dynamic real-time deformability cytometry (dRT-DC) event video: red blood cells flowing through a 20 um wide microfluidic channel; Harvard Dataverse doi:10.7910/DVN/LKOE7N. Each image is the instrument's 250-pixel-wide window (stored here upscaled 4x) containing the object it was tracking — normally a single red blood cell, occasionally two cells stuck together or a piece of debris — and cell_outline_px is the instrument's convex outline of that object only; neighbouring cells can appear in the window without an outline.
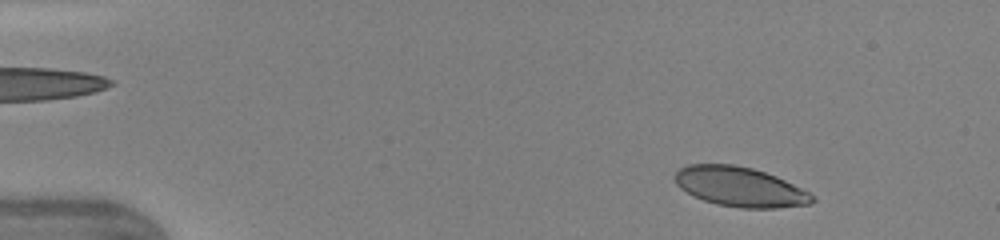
{"species": "human", "species_latin": "Homo sapiens", "temperature_condition": "warm", "stored_images_in_passage": 42, "camera_frame_rate_fps": 3000, "um_per_image_px": 0.085, "donor": {"sex": "female"}, "frame": {"image": 1, "passage_image": 1, "time_ms": 0.0, "image_size_px": [1000, 240], "cell_outline_px": [[816, 200], [812, 204], [776, 208], [740, 208], [716, 204], [704, 200], [680, 188], [676, 184], [676, 172], [680, 168], [688, 164], [732, 164], [752, 168], [776, 176], [816, 196]], "centroid_in_image_um": [62.92, 15.89], "position_along_channel_um": 22.1, "area_um2": 31.56}}
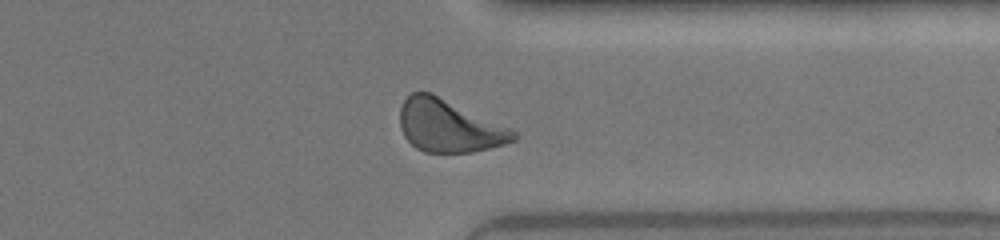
{"frame": {"image": 2, "passage_image": 32, "time_ms": 10.333, "image_size_px": [1000, 240], "cell_outline_px": [[520, 136], [516, 140], [504, 144], [472, 152], [424, 152], [416, 148], [404, 136], [400, 128], [400, 108], [404, 100], [412, 92], [432, 92], [512, 128]], "centroid_in_image_um": [38.19, 10.69], "position_along_channel_um": 373.2, "area_um2": 34.97}}
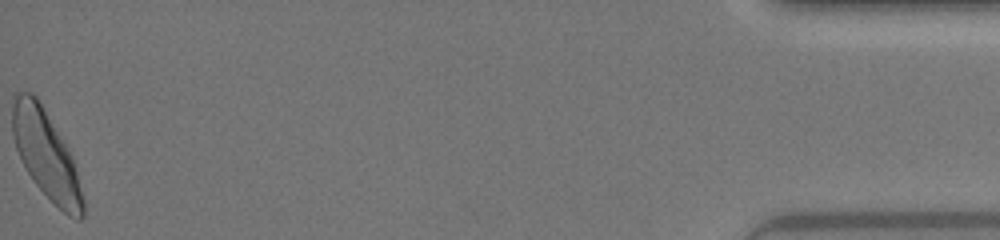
{"frame": {"image": 3, "passage_image": 42, "time_ms": 13.667, "image_size_px": [1000, 240], "cell_outline_px": [[84, 216], [80, 220], [76, 220], [68, 216], [36, 184], [28, 172], [16, 148], [12, 136], [12, 92], [32, 92], [40, 100], [68, 148], [72, 156], [84, 200]], "centroid_in_image_um": [3.9, 13.09], "position_along_channel_um": 431.3, "area_um2": 36.01}, "authors_computed_cell_mechanics": {"area_um2": 33.8997, "velocity_mm_per_s": 4.3362, "shape_relaxation_time_tau1_ms": 2.2733, "shape_relaxation_time_tau2_ms": 0.9428, "deformation_change_tau1": 0.1207, "deformation_change_tau2": 0.0578}}